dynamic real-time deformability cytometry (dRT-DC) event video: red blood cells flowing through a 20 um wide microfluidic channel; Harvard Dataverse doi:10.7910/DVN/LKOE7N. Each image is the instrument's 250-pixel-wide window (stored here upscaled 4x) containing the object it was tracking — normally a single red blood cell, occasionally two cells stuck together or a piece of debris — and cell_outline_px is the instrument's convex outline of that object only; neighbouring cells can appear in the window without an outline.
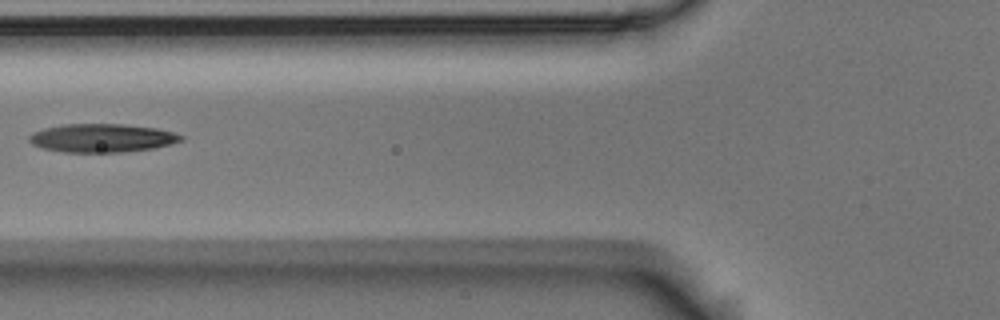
{"species": "Egyptian fruit bat (a non-hibernating species)", "species_latin": "Rousettus aegyptiacus", "temperature_condition": "room temperature", "stored_images_in_passage": 8, "camera_frame_rate_fps": 3000, "um_per_image_px": 0.085, "animal": {"sex": "male"}, "frame": {"image": 1, "passage_image": 7, "time_ms": 2.0, "image_size_px": [1000, 320], "cell_outline_px": [[184, 140], [152, 148], [124, 152], [64, 152], [40, 148], [32, 144], [28, 140], [28, 136], [32, 132], [44, 128], [64, 124], [124, 124], [156, 128], [172, 132], [184, 136]], "centroid_in_image_um": [8.62, 11.73], "position_along_channel_um": 117.2, "area_um2": 25.2}}
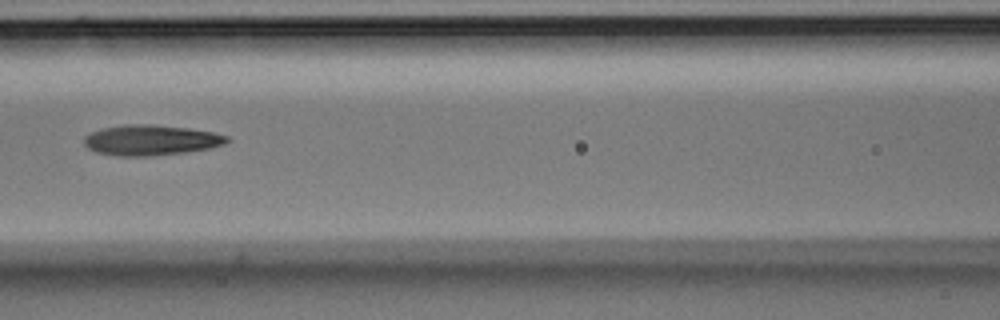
{"frame": {"image": 2, "passage_image": 8, "time_ms": 2.333, "image_size_px": [1000, 320], "cell_outline_px": [[232, 140], [224, 144], [208, 148], [184, 152], [148, 156], [120, 156], [96, 152], [88, 148], [84, 144], [84, 136], [100, 128], [124, 124], [152, 124], [188, 128], [212, 132], [228, 136]], "centroid_in_image_um": [12.8, 11.9], "position_along_channel_um": 153.8, "area_um2": 25.32}}